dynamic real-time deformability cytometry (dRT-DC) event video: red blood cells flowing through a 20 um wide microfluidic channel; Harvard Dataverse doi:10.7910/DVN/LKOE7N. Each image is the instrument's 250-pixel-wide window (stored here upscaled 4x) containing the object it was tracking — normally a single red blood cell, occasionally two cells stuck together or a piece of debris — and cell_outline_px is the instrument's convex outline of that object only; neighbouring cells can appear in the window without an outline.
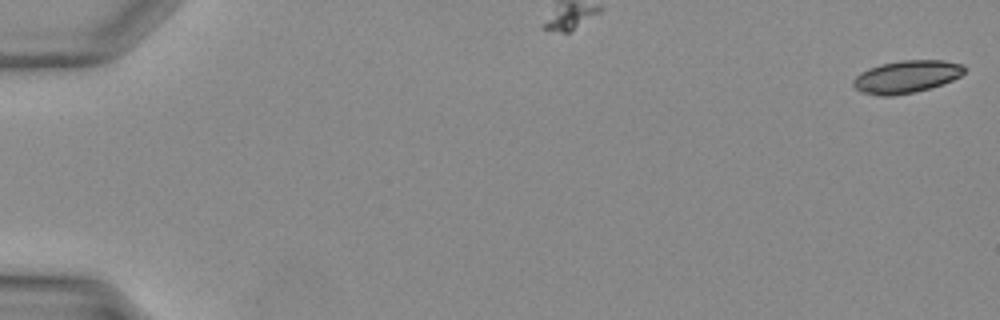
{"species": "Egyptian fruit bat (a non-hibernating species)", "species_latin": "Rousettus aegyptiacus", "temperature_condition": "warm", "stored_images_in_passage": 7, "camera_frame_rate_fps": 3000, "um_per_image_px": 0.085, "animal": {"sex": "female"}, "frame": {"image": 1, "passage_image": 1, "time_ms": 0.0, "image_size_px": [1000, 320], "cell_outline_px": [[964, 72], [960, 76], [952, 80], [928, 88], [912, 92], [892, 96], [880, 96], [860, 92], [852, 84], [852, 80], [860, 72], [868, 68], [880, 64], [900, 60], [944, 60], [964, 64]], "centroid_in_image_um": [77.01, 6.51], "position_along_channel_um": 8.0, "area_um2": 21.04}}